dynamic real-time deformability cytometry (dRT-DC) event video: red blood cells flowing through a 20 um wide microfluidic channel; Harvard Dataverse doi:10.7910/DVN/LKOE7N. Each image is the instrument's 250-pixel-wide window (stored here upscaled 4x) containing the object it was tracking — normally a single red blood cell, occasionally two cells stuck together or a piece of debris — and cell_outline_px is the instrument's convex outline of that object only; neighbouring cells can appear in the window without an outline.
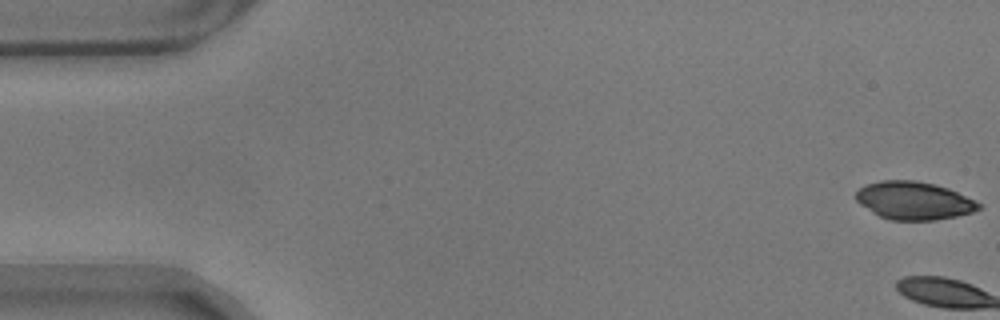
{"species": "common noctule bat (a hibernating species)", "species_latin": "Nyctalus noctula", "temperature_condition": "warm", "stored_images_in_passage": 3, "camera_frame_rate_fps": 3000, "um_per_image_px": 0.085, "animal": {"sex": "male", "body_mass_g": 17.9}, "frame": {"image": 1, "passage_image": 1, "time_ms": 0.0, "image_size_px": [1000, 320], "cell_outline_px": [[980, 208], [972, 212], [956, 216], [936, 220], [892, 220], [880, 216], [872, 212], [860, 204], [856, 200], [856, 192], [860, 188], [868, 184], [880, 180], [916, 180], [936, 184], [948, 188], [976, 200], [980, 204]], "centroid_in_image_um": [77.69, 17.04], "position_along_channel_um": 7.3, "area_um2": 27.11}}